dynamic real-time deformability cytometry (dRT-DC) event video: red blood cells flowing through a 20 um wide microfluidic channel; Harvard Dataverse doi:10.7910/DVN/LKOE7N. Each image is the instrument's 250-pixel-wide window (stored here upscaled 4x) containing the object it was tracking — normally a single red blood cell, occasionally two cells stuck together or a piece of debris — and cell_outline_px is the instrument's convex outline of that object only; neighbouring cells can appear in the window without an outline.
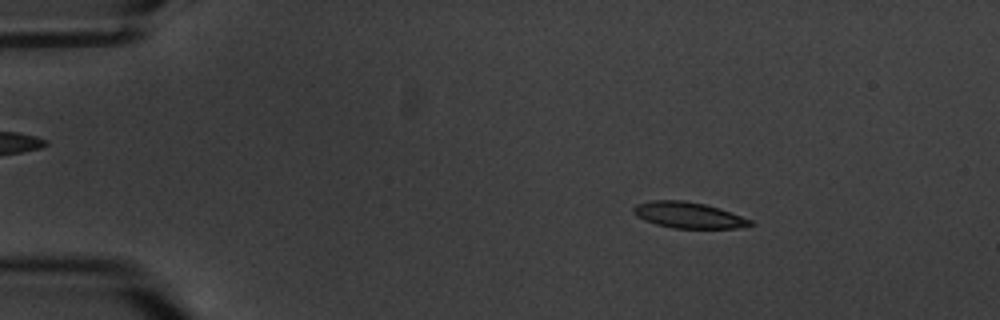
{"species": "common noctule bat (a hibernating species)", "species_latin": "Nyctalus noctula", "temperature_condition": "warm", "stored_images_in_passage": 10, "camera_frame_rate_fps": 3000, "um_per_image_px": 0.085, "animal": {"sex": "male", "body_mass_g": 20.1, "forearm_length_mm": 53.5}, "frame": {"image": 1, "passage_image": 4, "time_ms": 3.333, "image_size_px": [1000, 320], "cell_outline_px": [[756, 224], [740, 228], [672, 228], [656, 224], [644, 220], [636, 216], [632, 212], [632, 208], [636, 204], [652, 200], [684, 200], [704, 204], [720, 208], [752, 220]], "centroid_in_image_um": [58.52, 18.28], "position_along_channel_um": 26.5, "area_um2": 17.86}}
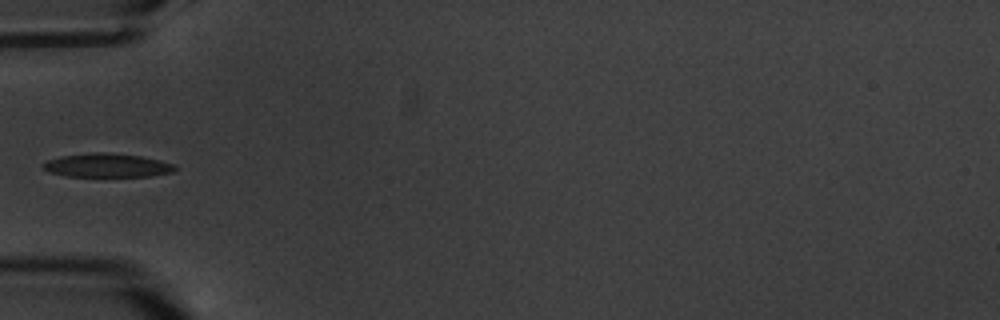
{"frame": {"image": 2, "passage_image": 7, "time_ms": 7.0, "image_size_px": [1000, 320], "cell_outline_px": [[176, 168], [172, 172], [148, 176], [68, 176], [48, 172], [40, 164], [48, 160], [60, 156], [92, 152], [112, 152], [140, 156], [160, 160], [176, 164]], "centroid_in_image_um": [9.09, 14.04], "position_along_channel_um": 75.9, "area_um2": 18.32}}
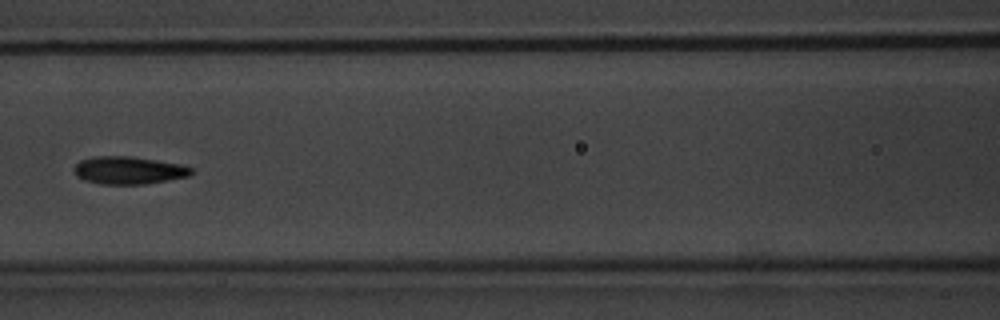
{"frame": {"image": 3, "passage_image": 9, "time_ms": 9.333, "image_size_px": [1000, 320], "cell_outline_px": [[196, 172], [188, 176], [168, 180], [144, 184], [100, 184], [84, 180], [76, 176], [72, 168], [80, 160], [92, 156], [132, 156], [180, 164], [192, 168]], "centroid_in_image_um": [10.91, 14.47], "position_along_channel_um": 155.7, "area_um2": 19.07}}